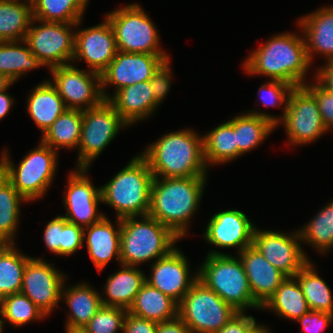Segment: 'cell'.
<instances>
[{"mask_svg":"<svg viewBox=\"0 0 333 333\" xmlns=\"http://www.w3.org/2000/svg\"><path fill=\"white\" fill-rule=\"evenodd\" d=\"M300 34L278 33L260 44L243 62L246 74L267 76L270 80L287 82L294 87L307 84L305 75L313 64Z\"/></svg>","mask_w":333,"mask_h":333,"instance_id":"6da1fadb","label":"cell"},{"mask_svg":"<svg viewBox=\"0 0 333 333\" xmlns=\"http://www.w3.org/2000/svg\"><path fill=\"white\" fill-rule=\"evenodd\" d=\"M140 155L147 161L154 177H206L203 136L194 129L162 135Z\"/></svg>","mask_w":333,"mask_h":333,"instance_id":"7a4b0ae2","label":"cell"},{"mask_svg":"<svg viewBox=\"0 0 333 333\" xmlns=\"http://www.w3.org/2000/svg\"><path fill=\"white\" fill-rule=\"evenodd\" d=\"M206 180L207 177H154L148 215L183 239L200 206Z\"/></svg>","mask_w":333,"mask_h":333,"instance_id":"3957f363","label":"cell"},{"mask_svg":"<svg viewBox=\"0 0 333 333\" xmlns=\"http://www.w3.org/2000/svg\"><path fill=\"white\" fill-rule=\"evenodd\" d=\"M180 239L169 227L149 215L122 218L120 262L137 267L143 262H154L152 260L168 255Z\"/></svg>","mask_w":333,"mask_h":333,"instance_id":"277c9868","label":"cell"},{"mask_svg":"<svg viewBox=\"0 0 333 333\" xmlns=\"http://www.w3.org/2000/svg\"><path fill=\"white\" fill-rule=\"evenodd\" d=\"M153 179L147 161L139 153L100 187L102 203L115 209L120 219L148 215Z\"/></svg>","mask_w":333,"mask_h":333,"instance_id":"5b68a950","label":"cell"},{"mask_svg":"<svg viewBox=\"0 0 333 333\" xmlns=\"http://www.w3.org/2000/svg\"><path fill=\"white\" fill-rule=\"evenodd\" d=\"M197 272L201 282L238 312L251 308L261 310L262 307L253 298L239 256L211 250Z\"/></svg>","mask_w":333,"mask_h":333,"instance_id":"8992f818","label":"cell"},{"mask_svg":"<svg viewBox=\"0 0 333 333\" xmlns=\"http://www.w3.org/2000/svg\"><path fill=\"white\" fill-rule=\"evenodd\" d=\"M37 146L23 157L18 166L11 161L7 148L3 149L0 157V171L28 203L46 195L58 167V151L41 140Z\"/></svg>","mask_w":333,"mask_h":333,"instance_id":"52a82bcc","label":"cell"},{"mask_svg":"<svg viewBox=\"0 0 333 333\" xmlns=\"http://www.w3.org/2000/svg\"><path fill=\"white\" fill-rule=\"evenodd\" d=\"M110 22L121 52L146 53L170 57L161 49L160 34L149 15L137 3L117 8L105 15Z\"/></svg>","mask_w":333,"mask_h":333,"instance_id":"ba28073f","label":"cell"},{"mask_svg":"<svg viewBox=\"0 0 333 333\" xmlns=\"http://www.w3.org/2000/svg\"><path fill=\"white\" fill-rule=\"evenodd\" d=\"M238 311L197 279L178 303V316L191 333H216Z\"/></svg>","mask_w":333,"mask_h":333,"instance_id":"9c48e42d","label":"cell"},{"mask_svg":"<svg viewBox=\"0 0 333 333\" xmlns=\"http://www.w3.org/2000/svg\"><path fill=\"white\" fill-rule=\"evenodd\" d=\"M128 126L108 100L83 110L76 168H89L119 131Z\"/></svg>","mask_w":333,"mask_h":333,"instance_id":"30bf717a","label":"cell"},{"mask_svg":"<svg viewBox=\"0 0 333 333\" xmlns=\"http://www.w3.org/2000/svg\"><path fill=\"white\" fill-rule=\"evenodd\" d=\"M81 22L83 21L78 23L45 22L33 18L25 41L32 54L44 67L51 69L73 63L75 30L81 25Z\"/></svg>","mask_w":333,"mask_h":333,"instance_id":"8fae6325","label":"cell"},{"mask_svg":"<svg viewBox=\"0 0 333 333\" xmlns=\"http://www.w3.org/2000/svg\"><path fill=\"white\" fill-rule=\"evenodd\" d=\"M280 124H283L288 144L292 146L309 144L328 132L315 97L304 86L291 91Z\"/></svg>","mask_w":333,"mask_h":333,"instance_id":"7c38bea8","label":"cell"},{"mask_svg":"<svg viewBox=\"0 0 333 333\" xmlns=\"http://www.w3.org/2000/svg\"><path fill=\"white\" fill-rule=\"evenodd\" d=\"M51 84L68 109L87 110L101 104L105 99L102 94L101 75L88 69L76 68L73 63L49 69Z\"/></svg>","mask_w":333,"mask_h":333,"instance_id":"4fadbf2b","label":"cell"},{"mask_svg":"<svg viewBox=\"0 0 333 333\" xmlns=\"http://www.w3.org/2000/svg\"><path fill=\"white\" fill-rule=\"evenodd\" d=\"M298 230L285 233L255 228L252 246L286 277H294L309 261Z\"/></svg>","mask_w":333,"mask_h":333,"instance_id":"5bb4252c","label":"cell"},{"mask_svg":"<svg viewBox=\"0 0 333 333\" xmlns=\"http://www.w3.org/2000/svg\"><path fill=\"white\" fill-rule=\"evenodd\" d=\"M88 168H75L68 176L63 204L67 212L63 217L83 228L99 222L105 215L98 207L102 204L101 190L88 177Z\"/></svg>","mask_w":333,"mask_h":333,"instance_id":"9a60e30c","label":"cell"},{"mask_svg":"<svg viewBox=\"0 0 333 333\" xmlns=\"http://www.w3.org/2000/svg\"><path fill=\"white\" fill-rule=\"evenodd\" d=\"M45 259L31 257L26 264L20 293L49 316L61 301V290L67 276Z\"/></svg>","mask_w":333,"mask_h":333,"instance_id":"2e32d148","label":"cell"},{"mask_svg":"<svg viewBox=\"0 0 333 333\" xmlns=\"http://www.w3.org/2000/svg\"><path fill=\"white\" fill-rule=\"evenodd\" d=\"M170 57H160L146 53L117 51L107 69L101 74L102 94L105 100L111 95L106 91L108 85L121 88L138 82L149 81L157 69Z\"/></svg>","mask_w":333,"mask_h":333,"instance_id":"e0dca14e","label":"cell"},{"mask_svg":"<svg viewBox=\"0 0 333 333\" xmlns=\"http://www.w3.org/2000/svg\"><path fill=\"white\" fill-rule=\"evenodd\" d=\"M117 51L114 30L105 16L100 24L76 29L73 61L84 60L89 71L101 75Z\"/></svg>","mask_w":333,"mask_h":333,"instance_id":"ac0fdd59","label":"cell"},{"mask_svg":"<svg viewBox=\"0 0 333 333\" xmlns=\"http://www.w3.org/2000/svg\"><path fill=\"white\" fill-rule=\"evenodd\" d=\"M151 275L146 282L179 303L198 279V272L190 277L187 257L175 247L168 255L150 265Z\"/></svg>","mask_w":333,"mask_h":333,"instance_id":"d6986e66","label":"cell"},{"mask_svg":"<svg viewBox=\"0 0 333 333\" xmlns=\"http://www.w3.org/2000/svg\"><path fill=\"white\" fill-rule=\"evenodd\" d=\"M256 225L236 209L215 213L204 232V239L210 245L219 248H237V254L252 246Z\"/></svg>","mask_w":333,"mask_h":333,"instance_id":"ffe728a7","label":"cell"},{"mask_svg":"<svg viewBox=\"0 0 333 333\" xmlns=\"http://www.w3.org/2000/svg\"><path fill=\"white\" fill-rule=\"evenodd\" d=\"M238 255L248 278L253 298L263 307L275 294L286 276L270 264L254 246L245 248Z\"/></svg>","mask_w":333,"mask_h":333,"instance_id":"44dd1931","label":"cell"},{"mask_svg":"<svg viewBox=\"0 0 333 333\" xmlns=\"http://www.w3.org/2000/svg\"><path fill=\"white\" fill-rule=\"evenodd\" d=\"M303 33L307 55L313 63L314 54H320L326 61L333 60V6L318 8L297 20Z\"/></svg>","mask_w":333,"mask_h":333,"instance_id":"7402d4cb","label":"cell"},{"mask_svg":"<svg viewBox=\"0 0 333 333\" xmlns=\"http://www.w3.org/2000/svg\"><path fill=\"white\" fill-rule=\"evenodd\" d=\"M115 223L118 226H114L110 219L104 216L99 222L84 228L83 241H86L89 257L99 272L112 258H116L121 265V219L117 218Z\"/></svg>","mask_w":333,"mask_h":333,"instance_id":"603a6c76","label":"cell"},{"mask_svg":"<svg viewBox=\"0 0 333 333\" xmlns=\"http://www.w3.org/2000/svg\"><path fill=\"white\" fill-rule=\"evenodd\" d=\"M112 95L108 101L129 126L152 116L158 108L149 81L126 86Z\"/></svg>","mask_w":333,"mask_h":333,"instance_id":"cb8c5ba5","label":"cell"},{"mask_svg":"<svg viewBox=\"0 0 333 333\" xmlns=\"http://www.w3.org/2000/svg\"><path fill=\"white\" fill-rule=\"evenodd\" d=\"M66 280L61 290V301H65L70 310L65 330L80 331L102 307L101 295L93 286L83 282L67 287Z\"/></svg>","mask_w":333,"mask_h":333,"instance_id":"d4e9b609","label":"cell"},{"mask_svg":"<svg viewBox=\"0 0 333 333\" xmlns=\"http://www.w3.org/2000/svg\"><path fill=\"white\" fill-rule=\"evenodd\" d=\"M266 113L253 109L234 117L237 158L257 148L278 128V117Z\"/></svg>","mask_w":333,"mask_h":333,"instance_id":"484cf974","label":"cell"},{"mask_svg":"<svg viewBox=\"0 0 333 333\" xmlns=\"http://www.w3.org/2000/svg\"><path fill=\"white\" fill-rule=\"evenodd\" d=\"M146 276L144 271L137 266L121 264V269L109 275L104 286V293H100L103 305L122 307L128 310L146 282Z\"/></svg>","mask_w":333,"mask_h":333,"instance_id":"4316f807","label":"cell"},{"mask_svg":"<svg viewBox=\"0 0 333 333\" xmlns=\"http://www.w3.org/2000/svg\"><path fill=\"white\" fill-rule=\"evenodd\" d=\"M27 97V112L43 133L68 109L51 81L35 86Z\"/></svg>","mask_w":333,"mask_h":333,"instance_id":"83f0119b","label":"cell"},{"mask_svg":"<svg viewBox=\"0 0 333 333\" xmlns=\"http://www.w3.org/2000/svg\"><path fill=\"white\" fill-rule=\"evenodd\" d=\"M127 312L140 318L161 323L178 316V303L145 282Z\"/></svg>","mask_w":333,"mask_h":333,"instance_id":"f1b7e54d","label":"cell"},{"mask_svg":"<svg viewBox=\"0 0 333 333\" xmlns=\"http://www.w3.org/2000/svg\"><path fill=\"white\" fill-rule=\"evenodd\" d=\"M261 310L273 311L283 319L296 321L310 309L295 277H286Z\"/></svg>","mask_w":333,"mask_h":333,"instance_id":"f546056e","label":"cell"},{"mask_svg":"<svg viewBox=\"0 0 333 333\" xmlns=\"http://www.w3.org/2000/svg\"><path fill=\"white\" fill-rule=\"evenodd\" d=\"M32 19L31 0H0V42L25 40Z\"/></svg>","mask_w":333,"mask_h":333,"instance_id":"4dcf8cb0","label":"cell"},{"mask_svg":"<svg viewBox=\"0 0 333 333\" xmlns=\"http://www.w3.org/2000/svg\"><path fill=\"white\" fill-rule=\"evenodd\" d=\"M204 159L210 165L225 164L237 159L234 117L203 135Z\"/></svg>","mask_w":333,"mask_h":333,"instance_id":"1f68e13d","label":"cell"},{"mask_svg":"<svg viewBox=\"0 0 333 333\" xmlns=\"http://www.w3.org/2000/svg\"><path fill=\"white\" fill-rule=\"evenodd\" d=\"M82 127V111L66 109L43 133L41 141L53 150L78 149Z\"/></svg>","mask_w":333,"mask_h":333,"instance_id":"d6a6232c","label":"cell"},{"mask_svg":"<svg viewBox=\"0 0 333 333\" xmlns=\"http://www.w3.org/2000/svg\"><path fill=\"white\" fill-rule=\"evenodd\" d=\"M40 67L44 65L32 54L25 40L0 42V72L13 82Z\"/></svg>","mask_w":333,"mask_h":333,"instance_id":"836d02e7","label":"cell"},{"mask_svg":"<svg viewBox=\"0 0 333 333\" xmlns=\"http://www.w3.org/2000/svg\"><path fill=\"white\" fill-rule=\"evenodd\" d=\"M31 256L20 252L15 243L0 244V300L20 293L27 261Z\"/></svg>","mask_w":333,"mask_h":333,"instance_id":"e575fe53","label":"cell"},{"mask_svg":"<svg viewBox=\"0 0 333 333\" xmlns=\"http://www.w3.org/2000/svg\"><path fill=\"white\" fill-rule=\"evenodd\" d=\"M28 202L0 171V242L15 243L21 205Z\"/></svg>","mask_w":333,"mask_h":333,"instance_id":"d590c367","label":"cell"},{"mask_svg":"<svg viewBox=\"0 0 333 333\" xmlns=\"http://www.w3.org/2000/svg\"><path fill=\"white\" fill-rule=\"evenodd\" d=\"M309 261L294 277L300 284L308 307L313 311L333 314V297L330 287Z\"/></svg>","mask_w":333,"mask_h":333,"instance_id":"8d00e7d4","label":"cell"},{"mask_svg":"<svg viewBox=\"0 0 333 333\" xmlns=\"http://www.w3.org/2000/svg\"><path fill=\"white\" fill-rule=\"evenodd\" d=\"M33 18L45 22L78 23L89 0H31Z\"/></svg>","mask_w":333,"mask_h":333,"instance_id":"74e56055","label":"cell"},{"mask_svg":"<svg viewBox=\"0 0 333 333\" xmlns=\"http://www.w3.org/2000/svg\"><path fill=\"white\" fill-rule=\"evenodd\" d=\"M303 244L316 249L319 255H325L333 248V228L331 224V201L316 213L313 218L298 229Z\"/></svg>","mask_w":333,"mask_h":333,"instance_id":"f35d334b","label":"cell"},{"mask_svg":"<svg viewBox=\"0 0 333 333\" xmlns=\"http://www.w3.org/2000/svg\"><path fill=\"white\" fill-rule=\"evenodd\" d=\"M0 316L4 325L5 322H9L14 328L47 317L29 297L22 293L10 294L0 300Z\"/></svg>","mask_w":333,"mask_h":333,"instance_id":"ab89813d","label":"cell"},{"mask_svg":"<svg viewBox=\"0 0 333 333\" xmlns=\"http://www.w3.org/2000/svg\"><path fill=\"white\" fill-rule=\"evenodd\" d=\"M127 309L105 306L96 312L91 320L80 330L82 333H118L124 328Z\"/></svg>","mask_w":333,"mask_h":333,"instance_id":"60d3db41","label":"cell"},{"mask_svg":"<svg viewBox=\"0 0 333 333\" xmlns=\"http://www.w3.org/2000/svg\"><path fill=\"white\" fill-rule=\"evenodd\" d=\"M295 87L287 82L269 80L259 87V100L265 107H280L284 105L283 113L278 117V123L284 118L288 105V98Z\"/></svg>","mask_w":333,"mask_h":333,"instance_id":"b9f144b4","label":"cell"},{"mask_svg":"<svg viewBox=\"0 0 333 333\" xmlns=\"http://www.w3.org/2000/svg\"><path fill=\"white\" fill-rule=\"evenodd\" d=\"M314 82L304 87L315 97L322 121L327 131L333 129V92L323 87L315 78Z\"/></svg>","mask_w":333,"mask_h":333,"instance_id":"7bdbcfd3","label":"cell"},{"mask_svg":"<svg viewBox=\"0 0 333 333\" xmlns=\"http://www.w3.org/2000/svg\"><path fill=\"white\" fill-rule=\"evenodd\" d=\"M84 228L63 217L61 256H71L84 246Z\"/></svg>","mask_w":333,"mask_h":333,"instance_id":"ee69618b","label":"cell"},{"mask_svg":"<svg viewBox=\"0 0 333 333\" xmlns=\"http://www.w3.org/2000/svg\"><path fill=\"white\" fill-rule=\"evenodd\" d=\"M170 63V59L165 61L149 80L158 106L163 102L171 88L172 69Z\"/></svg>","mask_w":333,"mask_h":333,"instance_id":"f6af8a7d","label":"cell"},{"mask_svg":"<svg viewBox=\"0 0 333 333\" xmlns=\"http://www.w3.org/2000/svg\"><path fill=\"white\" fill-rule=\"evenodd\" d=\"M296 322L301 324L302 333H322L333 322V314L310 310Z\"/></svg>","mask_w":333,"mask_h":333,"instance_id":"bcb514c9","label":"cell"},{"mask_svg":"<svg viewBox=\"0 0 333 333\" xmlns=\"http://www.w3.org/2000/svg\"><path fill=\"white\" fill-rule=\"evenodd\" d=\"M62 230L63 216L58 215L47 223L43 233L46 248L58 256H61Z\"/></svg>","mask_w":333,"mask_h":333,"instance_id":"7dc6e473","label":"cell"},{"mask_svg":"<svg viewBox=\"0 0 333 333\" xmlns=\"http://www.w3.org/2000/svg\"><path fill=\"white\" fill-rule=\"evenodd\" d=\"M257 324L252 315L247 316L245 312H238L216 333H250Z\"/></svg>","mask_w":333,"mask_h":333,"instance_id":"c3c4849f","label":"cell"},{"mask_svg":"<svg viewBox=\"0 0 333 333\" xmlns=\"http://www.w3.org/2000/svg\"><path fill=\"white\" fill-rule=\"evenodd\" d=\"M157 326V322L140 318L127 312L123 333H156Z\"/></svg>","mask_w":333,"mask_h":333,"instance_id":"681fc988","label":"cell"},{"mask_svg":"<svg viewBox=\"0 0 333 333\" xmlns=\"http://www.w3.org/2000/svg\"><path fill=\"white\" fill-rule=\"evenodd\" d=\"M315 71L313 78L327 90L333 92V60L326 61L323 67L315 68Z\"/></svg>","mask_w":333,"mask_h":333,"instance_id":"f907efd6","label":"cell"},{"mask_svg":"<svg viewBox=\"0 0 333 333\" xmlns=\"http://www.w3.org/2000/svg\"><path fill=\"white\" fill-rule=\"evenodd\" d=\"M156 333H191L189 327L177 316L176 318L158 323Z\"/></svg>","mask_w":333,"mask_h":333,"instance_id":"816d5d0a","label":"cell"},{"mask_svg":"<svg viewBox=\"0 0 333 333\" xmlns=\"http://www.w3.org/2000/svg\"><path fill=\"white\" fill-rule=\"evenodd\" d=\"M7 90L0 92V120L7 116L14 103L13 97L7 93Z\"/></svg>","mask_w":333,"mask_h":333,"instance_id":"f5cc1de1","label":"cell"},{"mask_svg":"<svg viewBox=\"0 0 333 333\" xmlns=\"http://www.w3.org/2000/svg\"><path fill=\"white\" fill-rule=\"evenodd\" d=\"M13 84L14 82L11 79L0 72V92L9 89Z\"/></svg>","mask_w":333,"mask_h":333,"instance_id":"db71d44e","label":"cell"},{"mask_svg":"<svg viewBox=\"0 0 333 333\" xmlns=\"http://www.w3.org/2000/svg\"><path fill=\"white\" fill-rule=\"evenodd\" d=\"M250 333H271L269 328L266 327L264 324H257L251 331Z\"/></svg>","mask_w":333,"mask_h":333,"instance_id":"11a10c76","label":"cell"},{"mask_svg":"<svg viewBox=\"0 0 333 333\" xmlns=\"http://www.w3.org/2000/svg\"><path fill=\"white\" fill-rule=\"evenodd\" d=\"M331 224L333 228V199H331Z\"/></svg>","mask_w":333,"mask_h":333,"instance_id":"9f6ffc18","label":"cell"},{"mask_svg":"<svg viewBox=\"0 0 333 333\" xmlns=\"http://www.w3.org/2000/svg\"><path fill=\"white\" fill-rule=\"evenodd\" d=\"M3 327H4V323H3L2 318L0 316V333H3V329H4Z\"/></svg>","mask_w":333,"mask_h":333,"instance_id":"6f0895ef","label":"cell"},{"mask_svg":"<svg viewBox=\"0 0 333 333\" xmlns=\"http://www.w3.org/2000/svg\"><path fill=\"white\" fill-rule=\"evenodd\" d=\"M65 333H82L81 331H70V330H65Z\"/></svg>","mask_w":333,"mask_h":333,"instance_id":"680465c9","label":"cell"}]
</instances>
